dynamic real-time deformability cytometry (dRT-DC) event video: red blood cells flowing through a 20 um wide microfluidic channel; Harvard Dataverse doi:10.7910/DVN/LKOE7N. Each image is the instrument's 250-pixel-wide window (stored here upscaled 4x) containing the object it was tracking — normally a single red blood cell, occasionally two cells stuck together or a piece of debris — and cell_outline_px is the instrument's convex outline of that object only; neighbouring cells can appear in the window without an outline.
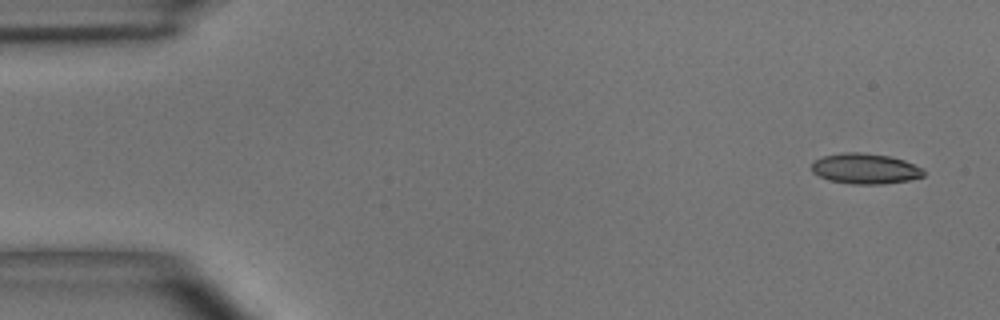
{"species": "common noctule bat (a hibernating species)", "species_latin": "Nyctalus noctula", "temperature_condition": "room temperature", "stored_images_in_passage": 5, "camera_frame_rate_fps": 3000, "um_per_image_px": 0.085, "animal": {"sex": "male", "body_mass_g": 15.6}, "frame": {"image": 1, "passage_image": 1, "time_ms": 0.0, "image_size_px": [1000, 320], "cell_outline_px": [[924, 176], [908, 180], [880, 184], [852, 184], [828, 180], [812, 172], [812, 164], [816, 160], [824, 156], [840, 152], [856, 152], [892, 156], [904, 160], [924, 168]], "centroid_in_image_um": [73.56, 14.33], "position_along_channel_um": 11.4, "area_um2": 19.88}}
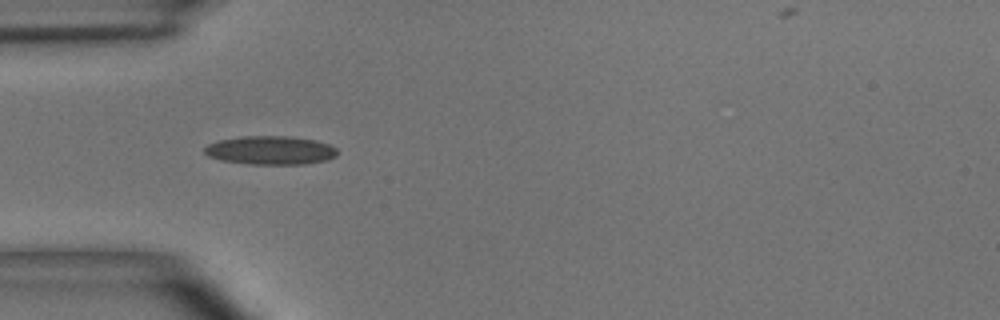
{"frame": {"image": 2, "passage_image": 4, "time_ms": 4.333, "image_size_px": [1000, 320], "cell_outline_px": [[336, 156], [328, 160], [304, 164], [248, 164], [220, 160], [208, 156], [204, 152], [204, 148], [208, 144], [220, 140], [244, 136], [292, 136], [316, 140], [328, 144], [336, 148]], "centroid_in_image_um": [22.99, 12.77], "position_along_channel_um": 62.0, "area_um2": 22.2}}
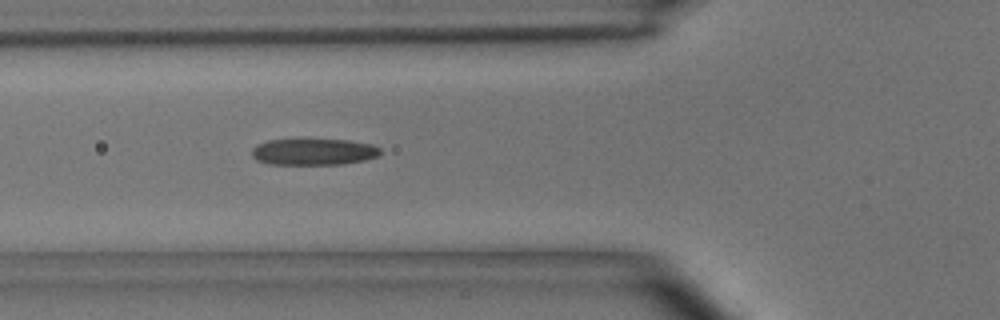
{"frame": {"image": 3, "passage_image": 5, "time_ms": 5.333, "image_size_px": [1000, 320], "cell_outline_px": [[380, 152], [376, 156], [364, 160], [344, 164], [268, 164], [256, 160], [252, 156], [252, 148], [256, 144], [268, 140], [308, 136], [348, 140], [372, 144], [380, 148]], "centroid_in_image_um": [26.6, 12.85], "position_along_channel_um": 99.2, "area_um2": 20.87}}